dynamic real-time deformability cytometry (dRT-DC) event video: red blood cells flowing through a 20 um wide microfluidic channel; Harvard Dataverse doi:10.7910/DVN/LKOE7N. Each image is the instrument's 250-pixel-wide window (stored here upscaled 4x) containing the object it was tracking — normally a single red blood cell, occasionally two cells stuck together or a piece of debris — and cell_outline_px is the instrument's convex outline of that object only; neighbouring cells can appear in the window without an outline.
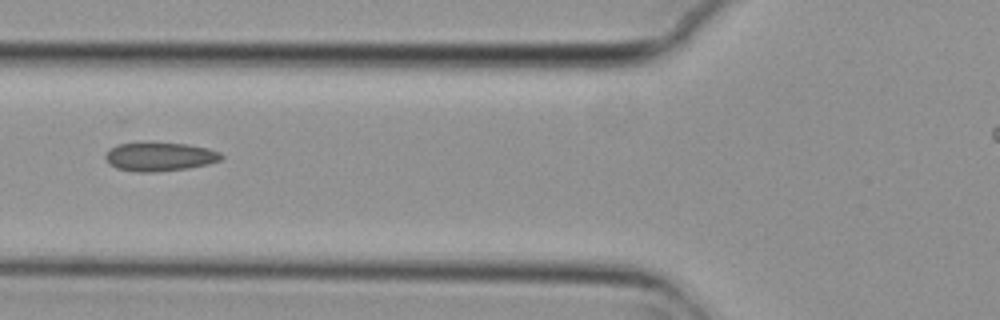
{"species": "common noctule bat (a hibernating species)", "species_latin": "Nyctalus noctula", "temperature_condition": "cold", "stored_images_in_passage": 8, "camera_frame_rate_fps": 3000, "um_per_image_px": 0.085, "animal": {"sex": "female", "body_mass_g": 29.2, "forearm_length_mm": 56.3}, "frame": {"image": 1, "passage_image": 5, "time_ms": 1.333, "image_size_px": [1000, 320], "cell_outline_px": [[224, 156], [220, 160], [208, 164], [188, 168], [156, 172], [136, 172], [116, 168], [108, 164], [104, 156], [116, 144], [188, 144], [208, 148], [220, 152]], "centroid_in_image_um": [13.59, 13.35], "position_along_channel_um": 112.2, "area_um2": 19.07}}
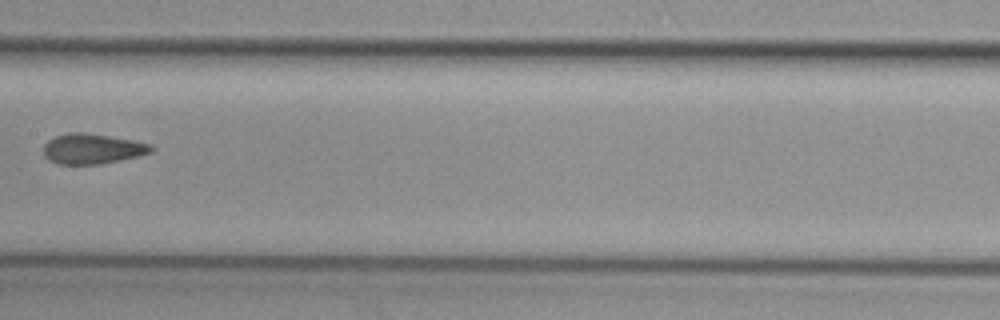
{"frame": {"image": 2, "passage_image": 7, "time_ms": 2.0, "image_size_px": [1000, 320], "cell_outline_px": [[156, 148], [152, 152], [136, 156], [100, 164], [56, 164], [48, 160], [44, 156], [44, 144], [48, 140], [56, 136], [68, 132], [84, 132], [132, 140], [152, 144]], "centroid_in_image_um": [7.83, 12.64], "position_along_channel_um": 199.6, "area_um2": 18.96}}
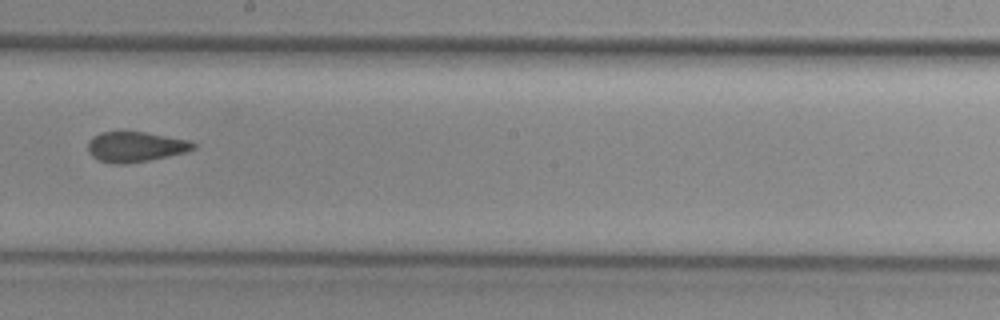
{"frame": {"image": 3, "passage_image": 8, "time_ms": 2.333, "image_size_px": [1000, 320], "cell_outline_px": [[196, 148], [184, 152], [168, 156], [148, 160], [124, 164], [112, 164], [96, 160], [88, 152], [88, 140], [92, 136], [100, 132], [144, 132], [188, 140], [196, 144]], "centroid_in_image_um": [11.46, 12.48], "position_along_channel_um": 236.7, "area_um2": 18.55}}